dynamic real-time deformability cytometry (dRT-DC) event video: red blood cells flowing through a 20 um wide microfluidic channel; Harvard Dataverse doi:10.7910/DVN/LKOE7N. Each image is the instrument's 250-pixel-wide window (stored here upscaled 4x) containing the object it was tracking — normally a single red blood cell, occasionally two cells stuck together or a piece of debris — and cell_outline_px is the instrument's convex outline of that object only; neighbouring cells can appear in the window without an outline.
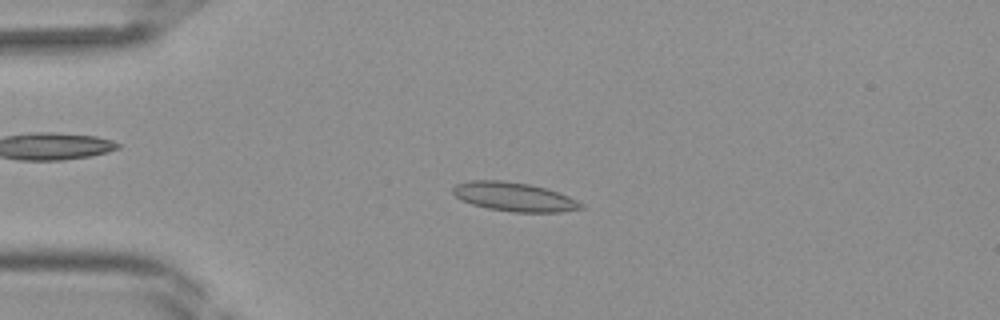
{"species": "Egyptian fruit bat (a non-hibernating species)", "species_latin": "Rousettus aegyptiacus", "temperature_condition": "room temperature", "stored_images_in_passage": 40, "camera_frame_rate_fps": 3000, "um_per_image_px": 0.085, "frame": {"image": 1, "passage_image": 9, "time_ms": 2.667, "image_size_px": [1000, 320], "cell_outline_px": [[584, 208], [560, 212], [512, 212], [488, 208], [472, 204], [460, 200], [452, 192], [452, 188], [456, 184], [468, 180], [504, 180], [532, 184], [548, 188], [568, 196], [584, 204]], "centroid_in_image_um": [43.7, 16.72], "position_along_channel_um": 41.3, "area_um2": 21.85}}
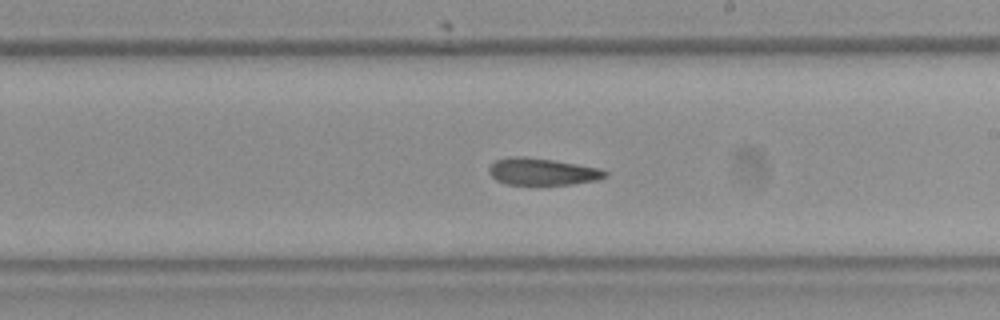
{"frame": {"image": 2, "passage_image": 23, "time_ms": 7.333, "image_size_px": [1000, 320], "cell_outline_px": [[608, 176], [596, 180], [572, 184], [504, 184], [496, 180], [488, 172], [488, 168], [496, 160], [508, 156], [524, 156], [552, 160], [576, 164], [596, 168], [608, 172]], "centroid_in_image_um": [46.05, 14.58], "position_along_channel_um": 243.0, "area_um2": 18.09}}
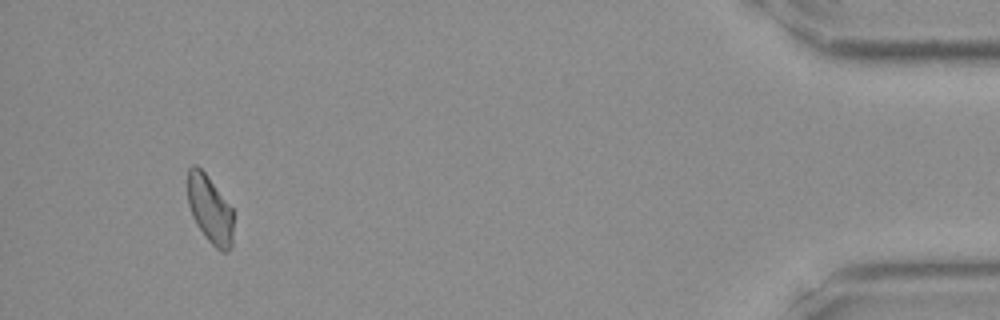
{"frame": {"image": 3, "passage_image": 38, "time_ms": 12.333, "image_size_px": [1000, 320], "cell_outline_px": [[232, 248], [228, 252], [220, 252], [204, 236], [196, 224], [192, 216], [188, 204], [188, 168], [192, 164], [196, 164], [208, 176], [232, 208]], "centroid_in_image_um": [17.83, 17.81], "position_along_channel_um": 417.4, "area_um2": 18.15}}